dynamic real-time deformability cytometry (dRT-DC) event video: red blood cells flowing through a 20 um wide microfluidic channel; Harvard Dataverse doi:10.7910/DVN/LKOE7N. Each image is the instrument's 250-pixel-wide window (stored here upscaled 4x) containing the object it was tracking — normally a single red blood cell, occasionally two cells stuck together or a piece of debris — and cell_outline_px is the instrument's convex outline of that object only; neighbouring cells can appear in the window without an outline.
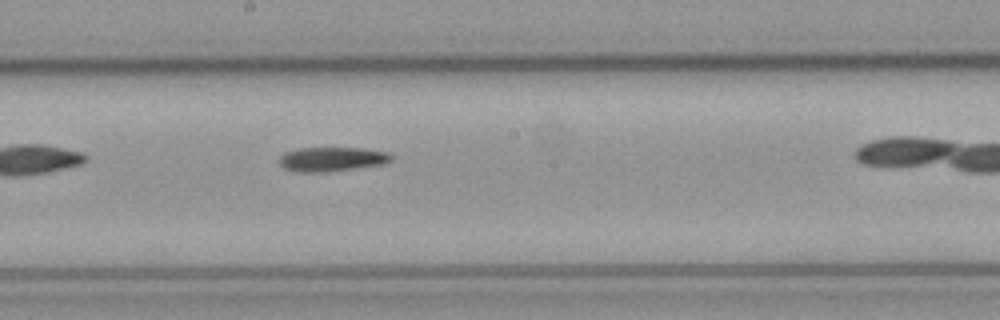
{"species": "common noctule bat (a hibernating species)", "species_latin": "Nyctalus noctula", "temperature_condition": "cold", "stored_images_in_passage": 28, "camera_frame_rate_fps": 3000, "um_per_image_px": 0.085, "animal": {"sex": "male", "body_mass_g": 23.1, "forearm_length_mm": 52.7}, "frame": {"image": 1, "passage_image": 13, "time_ms": 4.0, "image_size_px": [1000, 320], "cell_outline_px": [[392, 160], [380, 164], [328, 172], [296, 172], [284, 168], [280, 164], [280, 156], [284, 152], [300, 148], [364, 148], [388, 152], [392, 156]], "centroid_in_image_um": [28.18, 13.52], "position_along_channel_um": 220.0, "area_um2": 15.78}}
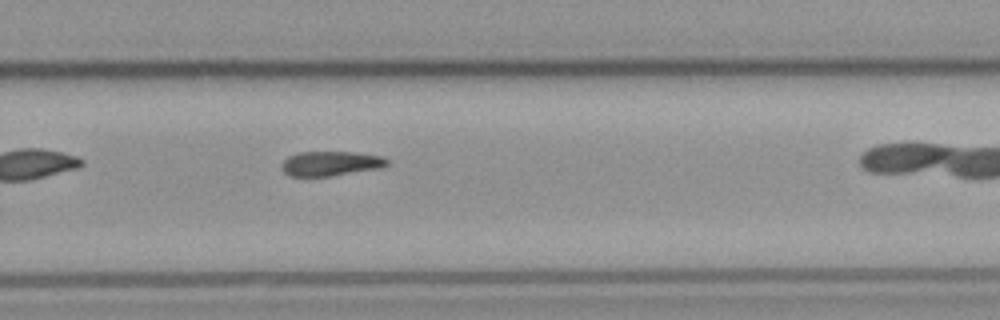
{"frame": {"image": 2, "passage_image": 20, "time_ms": 6.333, "image_size_px": [1000, 320], "cell_outline_px": [[388, 164], [380, 168], [332, 176], [288, 176], [280, 168], [280, 164], [288, 156], [300, 152], [356, 152], [380, 156], [388, 160]], "centroid_in_image_um": [28.06, 13.9], "position_along_channel_um": 301.7, "area_um2": 15.2}}